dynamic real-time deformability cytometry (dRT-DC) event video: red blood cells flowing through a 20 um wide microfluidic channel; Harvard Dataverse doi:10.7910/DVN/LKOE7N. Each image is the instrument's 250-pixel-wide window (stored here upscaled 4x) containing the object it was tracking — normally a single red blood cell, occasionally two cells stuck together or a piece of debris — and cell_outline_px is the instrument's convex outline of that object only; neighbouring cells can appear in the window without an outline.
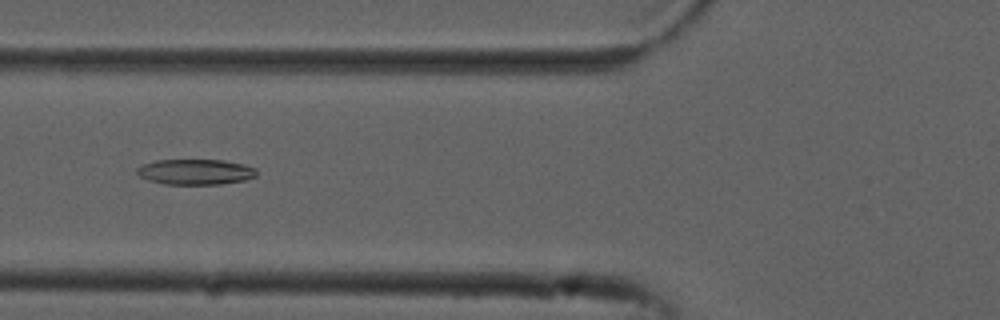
{"species": "common noctule bat (a hibernating species)", "species_latin": "Nyctalus noctula", "temperature_condition": "cold", "stored_images_in_passage": 16, "camera_frame_rate_fps": 3000, "um_per_image_px": 0.085, "animal": {"sex": "male", "forearm_length_mm": 52.5}, "frame": {"image": 1, "passage_image": 6, "time_ms": 1.667, "image_size_px": [1000, 320], "cell_outline_px": [[256, 176], [244, 180], [220, 184], [164, 184], [148, 180], [140, 176], [136, 172], [136, 168], [144, 164], [156, 160], [224, 160], [244, 164], [256, 168]], "centroid_in_image_um": [16.61, 14.6], "position_along_channel_um": 109.2, "area_um2": 17.74}}
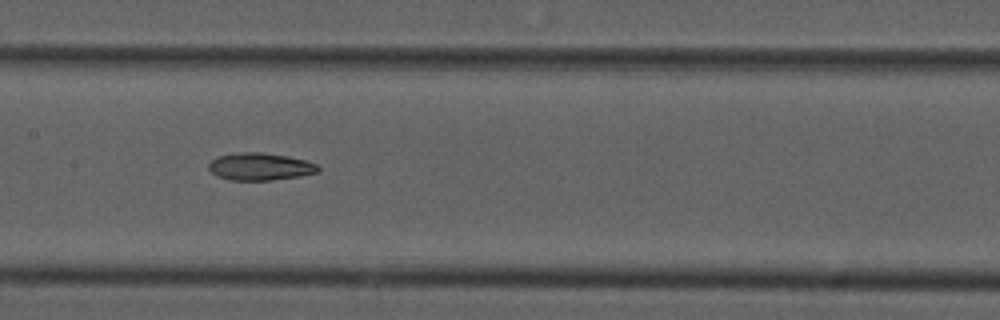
{"frame": {"image": 2, "passage_image": 12, "time_ms": 3.667, "image_size_px": [1000, 320], "cell_outline_px": [[320, 172], [300, 176], [272, 180], [228, 180], [216, 176], [208, 168], [208, 164], [216, 156], [240, 152], [260, 152], [288, 156], [304, 160], [316, 164], [320, 168]], "centroid_in_image_um": [22.09, 14.16], "position_along_channel_um": 185.3, "area_um2": 17.57}}
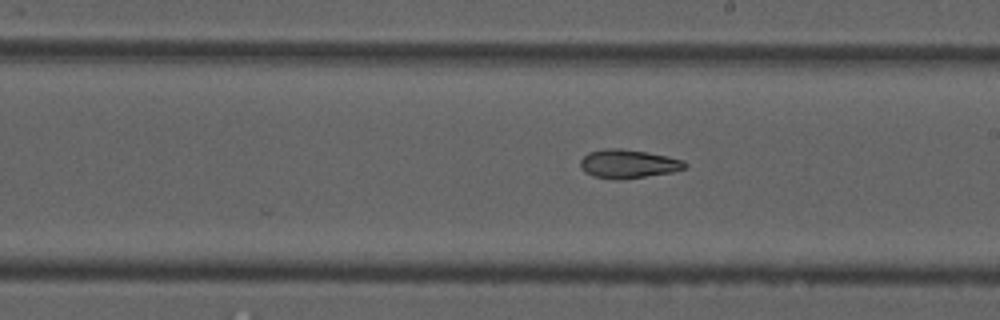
{"frame": {"image": 3, "passage_image": 16, "time_ms": 5.0, "image_size_px": [1000, 320], "cell_outline_px": [[688, 164], [684, 168], [672, 172], [620, 180], [616, 180], [592, 176], [584, 172], [580, 168], [580, 160], [588, 152], [604, 148], [620, 148], [648, 152], [668, 156], [684, 160]], "centroid_in_image_um": [53.37, 13.92], "position_along_channel_um": 235.6, "area_um2": 17.69}}